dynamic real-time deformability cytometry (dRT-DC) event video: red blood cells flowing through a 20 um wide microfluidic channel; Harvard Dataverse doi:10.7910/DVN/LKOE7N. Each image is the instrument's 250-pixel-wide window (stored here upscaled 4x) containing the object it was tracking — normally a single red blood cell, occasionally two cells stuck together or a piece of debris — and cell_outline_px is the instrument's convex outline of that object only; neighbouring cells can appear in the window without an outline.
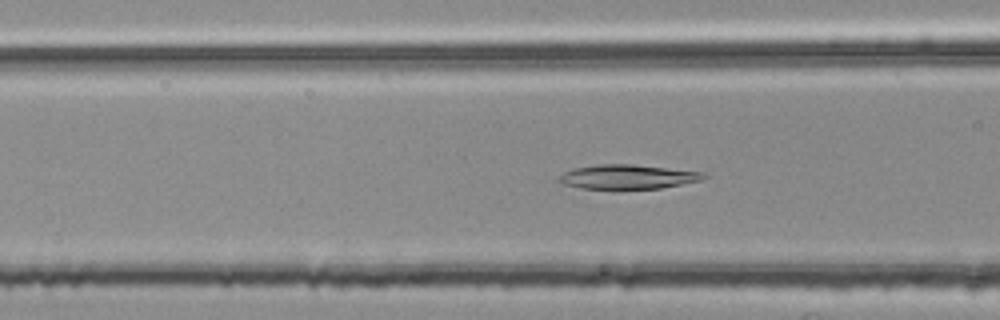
{"species": "common noctule bat (a hibernating species)", "species_latin": "Nyctalus noctula", "temperature_condition": "room temperature", "stored_images_in_passage": 31, "camera_frame_rate_fps": 3000, "um_per_image_px": 0.085, "animal": {"sex": "female", "body_mass_g": 25.1}, "frame": {"image": 1, "passage_image": 4, "time_ms": 1.0, "image_size_px": [1000, 320], "cell_outline_px": [[708, 176], [704, 180], [660, 188], [580, 188], [564, 184], [556, 180], [564, 172], [576, 168], [596, 164], [632, 164], [704, 172]], "centroid_in_image_um": [53.39, 15.02], "position_along_channel_um": 113.2, "area_um2": 20.35}}
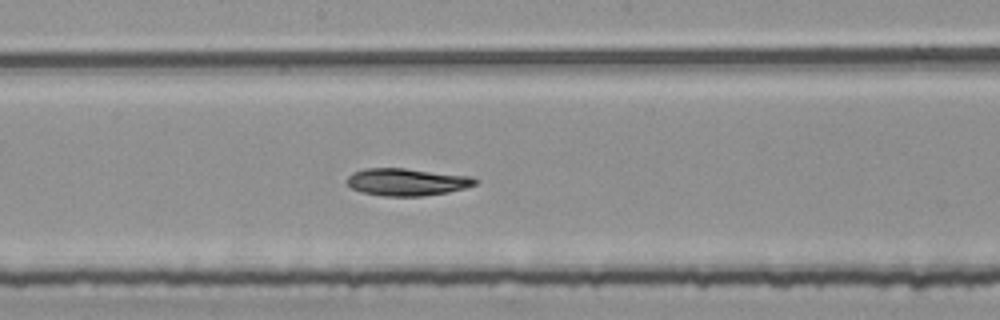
{"frame": {"image": 2, "passage_image": 12, "time_ms": 3.667, "image_size_px": [1000, 320], "cell_outline_px": [[480, 180], [476, 184], [464, 188], [448, 192], [424, 196], [384, 196], [360, 192], [352, 188], [348, 184], [348, 176], [352, 172], [364, 168], [404, 168], [472, 176]], "centroid_in_image_um": [34.6, 15.46], "position_along_channel_um": 213.6, "area_um2": 20.52}}
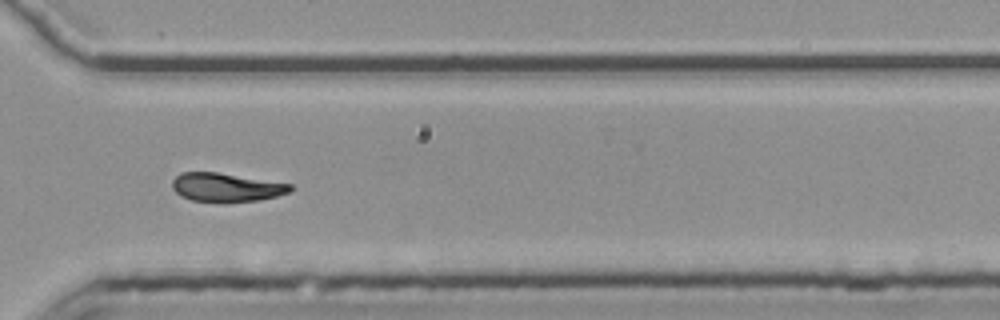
{"frame": {"image": 3, "passage_image": 23, "time_ms": 7.333, "image_size_px": [1000, 320], "cell_outline_px": [[292, 188], [288, 192], [276, 196], [260, 200], [224, 204], [220, 204], [192, 200], [176, 192], [172, 188], [172, 180], [180, 172], [216, 172], [292, 184]], "centroid_in_image_um": [19.21, 15.95], "position_along_channel_um": 351.4, "area_um2": 20.0}}